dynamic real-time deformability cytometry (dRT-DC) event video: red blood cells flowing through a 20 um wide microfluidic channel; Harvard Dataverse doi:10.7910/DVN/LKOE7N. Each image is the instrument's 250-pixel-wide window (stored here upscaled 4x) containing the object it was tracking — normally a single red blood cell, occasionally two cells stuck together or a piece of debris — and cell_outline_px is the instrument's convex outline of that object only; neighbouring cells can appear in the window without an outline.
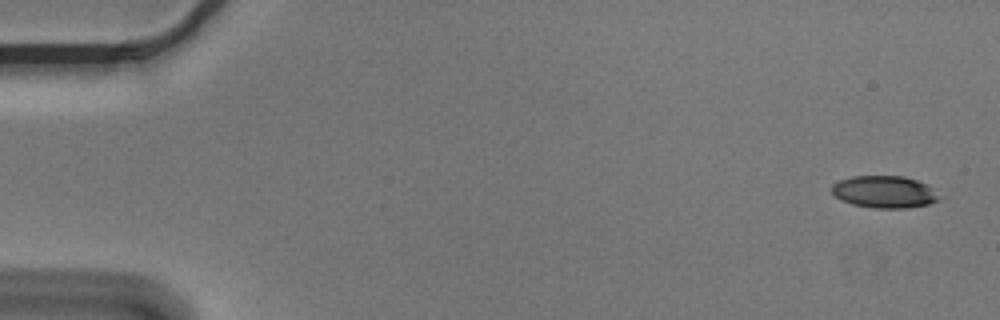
{"species": "Egyptian fruit bat (a non-hibernating species)", "species_latin": "Rousettus aegyptiacus", "temperature_condition": "cold", "stored_images_in_passage": 2, "camera_frame_rate_fps": 3000, "um_per_image_px": 0.085, "animal": {"sex": "male"}, "frame": {"image": 1, "passage_image": 1, "time_ms": 0.0, "image_size_px": [1000, 320], "cell_outline_px": [[940, 200], [928, 204], [904, 208], [876, 208], [852, 204], [840, 200], [832, 192], [832, 184], [840, 180], [852, 176], [904, 176], [928, 184]], "centroid_in_image_um": [75.14, 16.3], "position_along_channel_um": 9.9, "area_um2": 19.94}}